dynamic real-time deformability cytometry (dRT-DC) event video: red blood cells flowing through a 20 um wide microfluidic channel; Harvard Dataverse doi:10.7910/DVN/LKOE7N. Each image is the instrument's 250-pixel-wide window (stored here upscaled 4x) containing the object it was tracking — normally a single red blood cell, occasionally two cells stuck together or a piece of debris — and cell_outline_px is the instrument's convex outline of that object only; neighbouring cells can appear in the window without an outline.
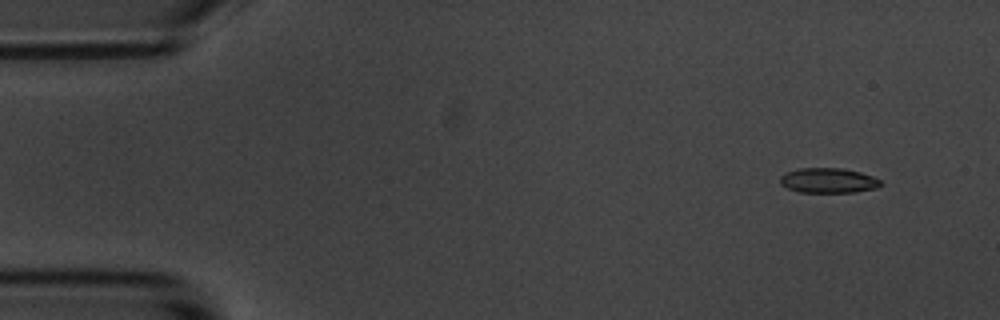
{"species": "common noctule bat (a hibernating species)", "species_latin": "Nyctalus noctula", "temperature_condition": "room temperature", "stored_images_in_passage": 4, "camera_frame_rate_fps": 3000, "um_per_image_px": 0.085, "animal": {"sex": "male", "body_mass_g": 20.1, "forearm_length_mm": 53.5}, "frame": {"image": 1, "passage_image": 1, "time_ms": 0.0, "image_size_px": [1000, 320], "cell_outline_px": [[880, 184], [876, 188], [856, 192], [800, 192], [788, 188], [780, 184], [780, 176], [784, 172], [800, 168], [844, 168], [860, 172], [872, 176], [880, 180]], "centroid_in_image_um": [70.37, 15.33], "position_along_channel_um": 14.6, "area_um2": 14.62}}
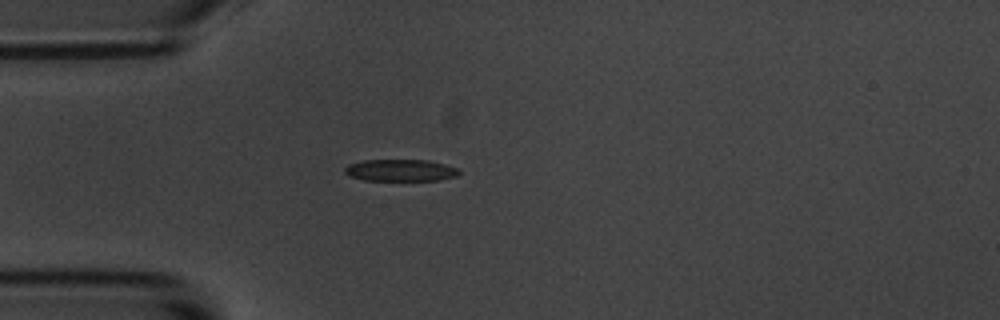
{"frame": {"image": 2, "passage_image": 4, "time_ms": 3.667, "image_size_px": [1000, 320], "cell_outline_px": [[460, 172], [456, 176], [440, 180], [364, 180], [348, 176], [344, 172], [344, 168], [348, 164], [364, 160], [428, 160], [444, 164], [456, 168]], "centroid_in_image_um": [34.0, 14.47], "position_along_channel_um": 51.0, "area_um2": 14.51}}